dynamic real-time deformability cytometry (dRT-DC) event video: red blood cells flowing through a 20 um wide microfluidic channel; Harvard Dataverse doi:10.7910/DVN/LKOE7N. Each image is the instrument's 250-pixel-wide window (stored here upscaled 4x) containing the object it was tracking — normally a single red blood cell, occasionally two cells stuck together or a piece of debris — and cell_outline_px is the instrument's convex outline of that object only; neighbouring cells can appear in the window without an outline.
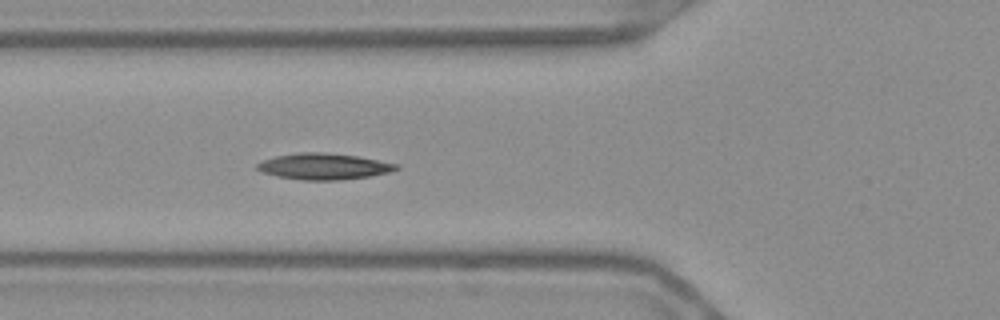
{"species": "Egyptian fruit bat (a non-hibernating species)", "species_latin": "Rousettus aegyptiacus", "temperature_condition": "warm", "stored_images_in_passage": 13, "camera_frame_rate_fps": 3000, "um_per_image_px": 0.085, "frame": {"image": 1, "passage_image": 3, "time_ms": 0.667, "image_size_px": [1000, 320], "cell_outline_px": [[388, 168], [372, 172], [352, 176], [300, 176], [300, 156], [340, 156], [364, 160]], "centroid_in_image_um": [28.53, 14.14], "position_along_channel_um": 97.3, "area_um2": 10.0}}